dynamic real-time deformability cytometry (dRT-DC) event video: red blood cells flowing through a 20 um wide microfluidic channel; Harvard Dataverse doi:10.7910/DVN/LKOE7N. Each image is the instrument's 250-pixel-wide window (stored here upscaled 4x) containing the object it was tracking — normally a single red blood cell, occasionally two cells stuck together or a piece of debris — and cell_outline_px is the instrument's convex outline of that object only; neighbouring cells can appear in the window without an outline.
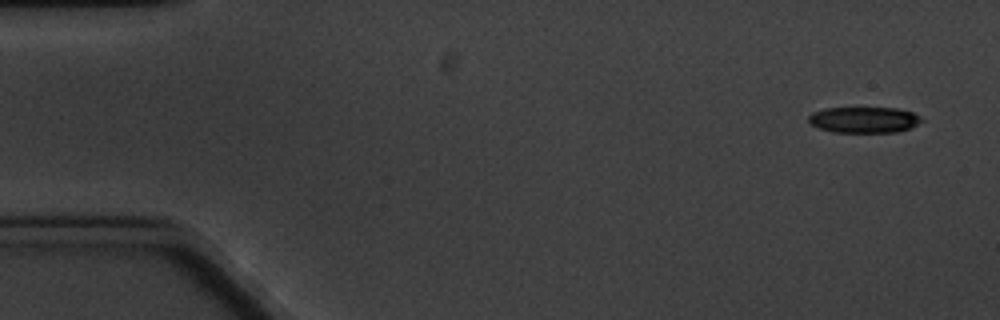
{"species": "common noctule bat (a hibernating species)", "species_latin": "Nyctalus noctula", "temperature_condition": "cold", "stored_images_in_passage": 3, "camera_frame_rate_fps": 3000, "um_per_image_px": 0.085, "animal": {"sex": "male", "body_mass_g": 20.1, "forearm_length_mm": 53.5}, "frame": {"image": 1, "passage_image": 1, "time_ms": 0.0, "image_size_px": [1000, 320], "cell_outline_px": [[924, 120], [912, 128], [896, 132], [832, 132], [820, 128], [812, 124], [808, 120], [808, 116], [812, 112], [824, 108], [896, 108], [912, 112]], "centroid_in_image_um": [73.45, 10.18], "position_along_channel_um": 11.6, "area_um2": 17.11}}